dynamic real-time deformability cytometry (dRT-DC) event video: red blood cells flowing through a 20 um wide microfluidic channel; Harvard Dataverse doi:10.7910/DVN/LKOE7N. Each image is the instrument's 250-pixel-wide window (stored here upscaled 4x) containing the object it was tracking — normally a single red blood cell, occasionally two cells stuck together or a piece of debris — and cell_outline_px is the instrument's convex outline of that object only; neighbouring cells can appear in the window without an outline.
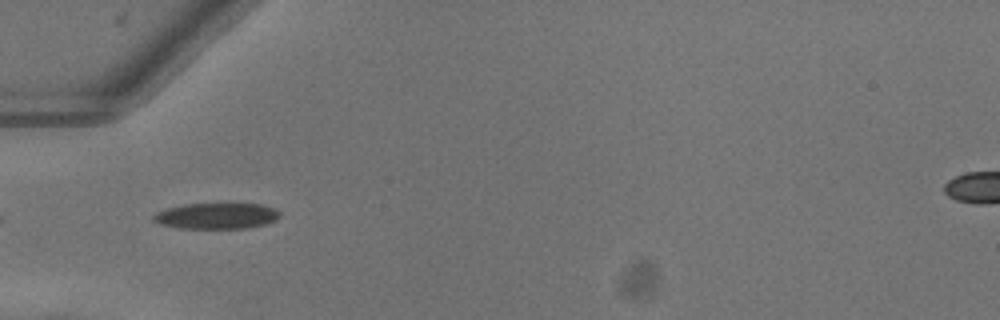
{"species": "common noctule bat (a hibernating species)", "species_latin": "Nyctalus noctula", "temperature_condition": "warm", "stored_images_in_passage": 35, "camera_frame_rate_fps": 3000, "um_per_image_px": 0.085, "animal": {"sex": "female"}, "frame": {"image": 1, "passage_image": 1, "time_ms": 0.0, "image_size_px": [1000, 320], "cell_outline_px": [[280, 216], [276, 220], [264, 224], [248, 228], [180, 228], [160, 224], [152, 220], [152, 216], [156, 212], [168, 208], [184, 204], [260, 204], [276, 208], [280, 212]], "centroid_in_image_um": [18.41, 18.35], "position_along_channel_um": 66.6, "area_um2": 19.07}}
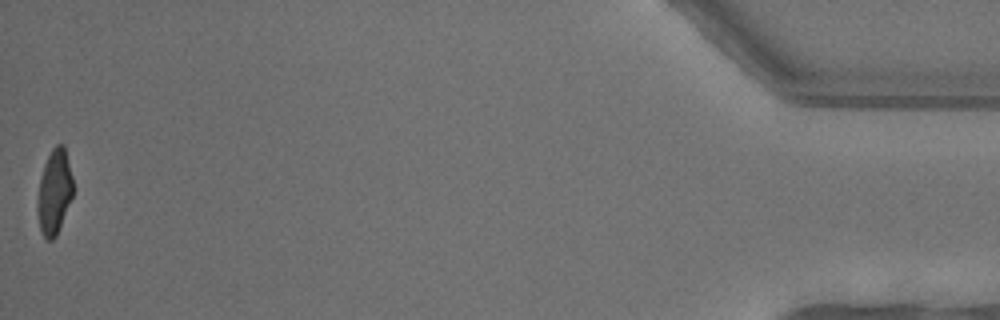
{"frame": {"image": 2, "passage_image": 35, "time_ms": 11.333, "image_size_px": [1000, 320], "cell_outline_px": [[72, 196], [56, 236], [52, 240], [48, 240], [44, 236], [40, 228], [36, 208], [36, 204], [40, 180], [44, 164], [52, 148], [56, 144], [64, 144], [72, 176]], "centroid_in_image_um": [4.6, 16.29], "position_along_channel_um": 430.6, "area_um2": 17.34}, "authors_computed_cell_mechanics": {"area_um2": 19.4208, "velocity_mm_per_s": 4.0559, "shape_relaxation_time_tau1_ms": 9.1591, "shape_relaxation_time_tau2_ms": 1.5047, "deformation_change_tau1": 0.2808, "deformation_change_tau2": 0.0796}}